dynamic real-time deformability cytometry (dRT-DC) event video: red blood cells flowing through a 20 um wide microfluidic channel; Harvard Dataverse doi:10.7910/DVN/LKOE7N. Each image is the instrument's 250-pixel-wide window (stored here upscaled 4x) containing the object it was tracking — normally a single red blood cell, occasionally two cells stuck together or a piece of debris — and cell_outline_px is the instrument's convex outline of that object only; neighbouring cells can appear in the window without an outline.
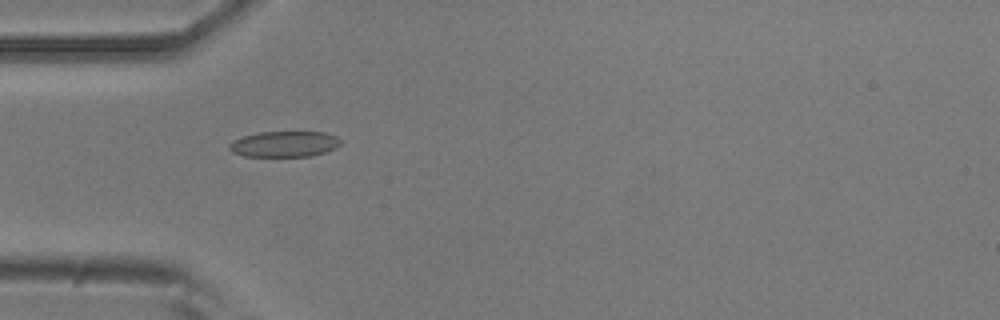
{"species": "common noctule bat (a hibernating species)", "species_latin": "Nyctalus noctula", "temperature_condition": "room temperature", "stored_images_in_passage": 5, "camera_frame_rate_fps": 3000, "um_per_image_px": 0.085, "animal": {"sex": "male", "body_mass_g": 20.5, "forearm_length_mm": 52.5}, "frame": {"image": 1, "passage_image": 4, "time_ms": 1.0, "image_size_px": [1000, 320], "cell_outline_px": [[340, 144], [336, 148], [312, 156], [244, 156], [232, 152], [228, 148], [228, 144], [232, 140], [244, 136], [260, 132], [324, 132], [336, 136], [340, 140]], "centroid_in_image_um": [24.15, 12.24], "position_along_channel_um": 60.9, "area_um2": 16.7}}
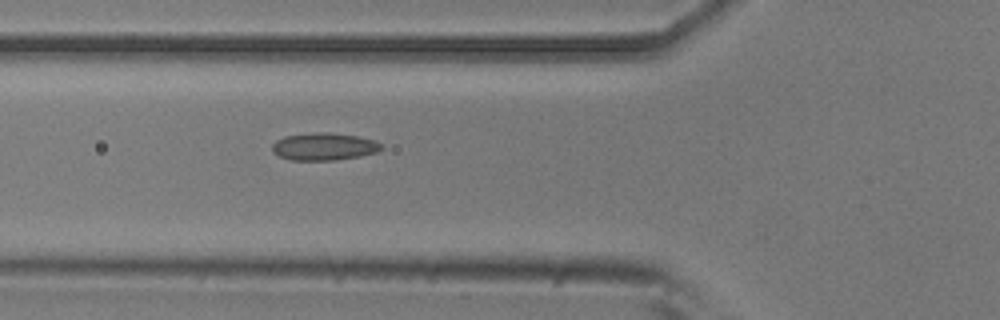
{"frame": {"image": 2, "passage_image": 5, "time_ms": 1.333, "image_size_px": [1000, 320], "cell_outline_px": [[384, 148], [376, 152], [360, 156], [336, 160], [292, 160], [280, 156], [272, 152], [272, 144], [276, 140], [284, 136], [320, 132], [328, 132], [356, 136], [376, 140]], "centroid_in_image_um": [27.54, 12.46], "position_along_channel_um": 98.3, "area_um2": 17.4}}